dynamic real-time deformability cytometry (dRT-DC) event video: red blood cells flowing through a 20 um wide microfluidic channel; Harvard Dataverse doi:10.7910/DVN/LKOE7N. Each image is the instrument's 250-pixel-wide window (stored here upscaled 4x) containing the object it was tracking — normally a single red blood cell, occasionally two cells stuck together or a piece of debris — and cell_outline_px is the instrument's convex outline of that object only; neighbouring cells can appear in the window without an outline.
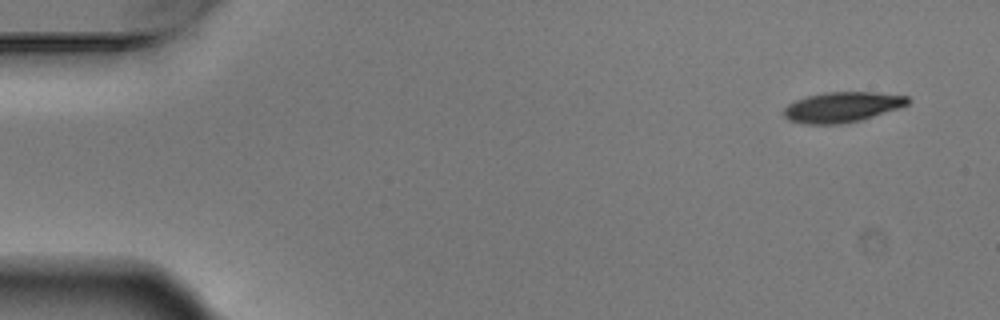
{"species": "Egyptian fruit bat (a non-hibernating species)", "species_latin": "Rousettus aegyptiacus", "temperature_condition": "warm", "stored_images_in_passage": 5, "camera_frame_rate_fps": 3000, "um_per_image_px": 0.085, "animal": {"sex": "male"}, "frame": {"image": 1, "passage_image": 1, "time_ms": 0.0, "image_size_px": [1000, 320], "cell_outline_px": [[908, 104], [900, 108], [860, 120], [840, 124], [808, 124], [788, 120], [784, 116], [784, 108], [788, 104], [796, 100], [808, 96], [824, 92], [872, 92], [908, 96]], "centroid_in_image_um": [71.57, 9.1], "position_along_channel_um": 13.4, "area_um2": 21.73}}
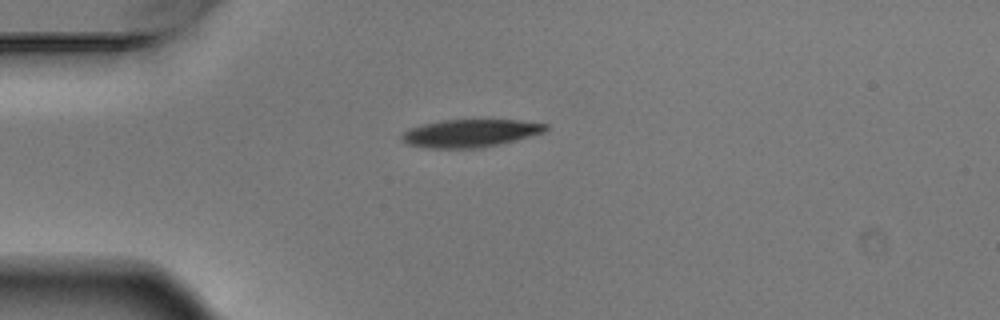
{"frame": {"image": 2, "passage_image": 4, "time_ms": 1.0, "image_size_px": [1000, 320], "cell_outline_px": [[548, 128], [544, 132], [496, 144], [476, 148], [432, 148], [408, 144], [400, 140], [400, 136], [404, 132], [412, 128], [424, 124], [440, 120], [516, 120], [548, 124]], "centroid_in_image_um": [39.93, 11.31], "position_along_channel_um": 45.1, "area_um2": 22.77}}